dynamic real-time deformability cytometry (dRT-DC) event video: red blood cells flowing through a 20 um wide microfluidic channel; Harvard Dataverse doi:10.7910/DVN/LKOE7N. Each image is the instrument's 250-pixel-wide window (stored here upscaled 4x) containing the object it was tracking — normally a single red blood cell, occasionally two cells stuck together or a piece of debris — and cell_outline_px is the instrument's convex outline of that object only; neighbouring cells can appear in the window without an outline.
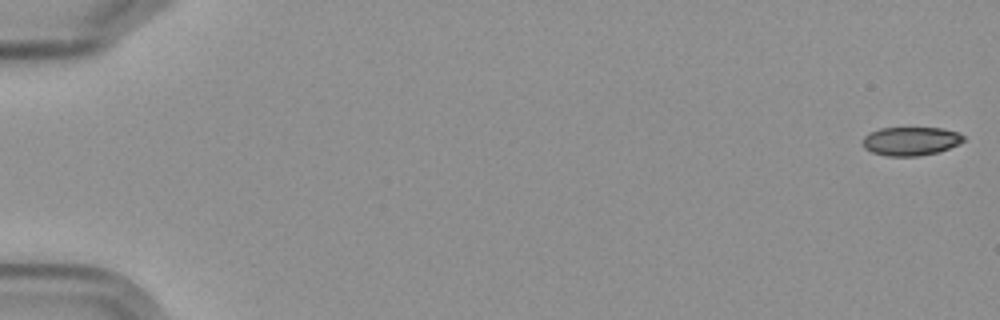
{"species": "Egyptian fruit bat (a non-hibernating species)", "species_latin": "Rousettus aegyptiacus", "temperature_condition": "cold", "stored_images_in_passage": 7, "camera_frame_rate_fps": 3000, "um_per_image_px": 0.085, "frame": {"image": 1, "passage_image": 1, "time_ms": 0.0, "image_size_px": [1000, 320], "cell_outline_px": [[964, 140], [948, 148], [936, 152], [916, 156], [884, 156], [872, 152], [864, 148], [860, 140], [868, 132], [880, 128], [940, 128], [956, 132], [964, 136]], "centroid_in_image_um": [77.31, 11.99], "position_along_channel_um": 7.7, "area_um2": 16.76}}
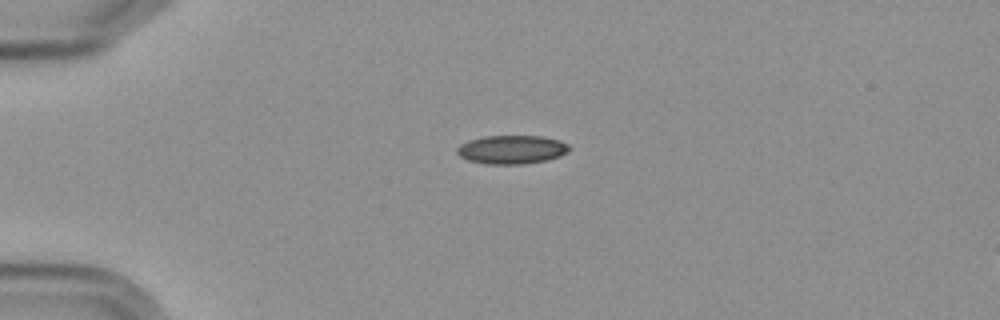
{"frame": {"image": 2, "passage_image": 5, "time_ms": 4.667, "image_size_px": [1000, 320], "cell_outline_px": [[572, 148], [568, 152], [560, 156], [548, 160], [524, 164], [484, 164], [468, 160], [460, 156], [456, 152], [456, 148], [460, 144], [468, 140], [484, 136], [544, 136], [560, 140], [568, 144]], "centroid_in_image_um": [43.52, 12.71], "position_along_channel_um": 41.5, "area_um2": 19.02}}
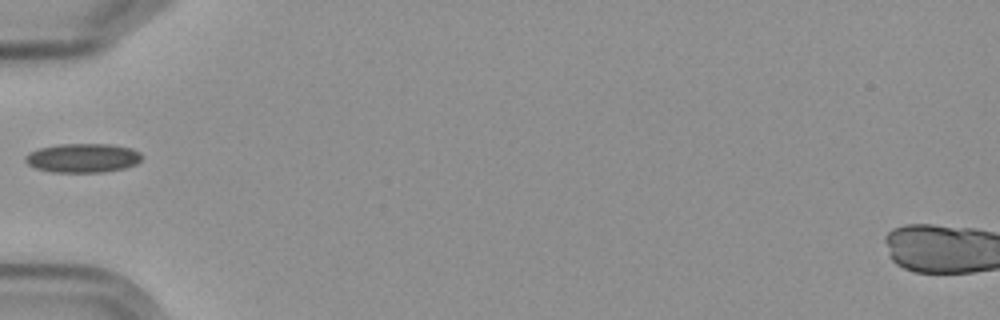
{"frame": {"image": 3, "passage_image": 7, "time_ms": 6.667, "image_size_px": [1000, 320], "cell_outline_px": [[144, 156], [136, 164], [124, 168], [104, 172], [52, 172], [36, 168], [28, 164], [24, 160], [24, 156], [28, 152], [40, 148], [60, 144], [112, 144], [132, 148], [140, 152]], "centroid_in_image_um": [7.05, 13.42], "position_along_channel_um": 78.0, "area_um2": 19.88}}